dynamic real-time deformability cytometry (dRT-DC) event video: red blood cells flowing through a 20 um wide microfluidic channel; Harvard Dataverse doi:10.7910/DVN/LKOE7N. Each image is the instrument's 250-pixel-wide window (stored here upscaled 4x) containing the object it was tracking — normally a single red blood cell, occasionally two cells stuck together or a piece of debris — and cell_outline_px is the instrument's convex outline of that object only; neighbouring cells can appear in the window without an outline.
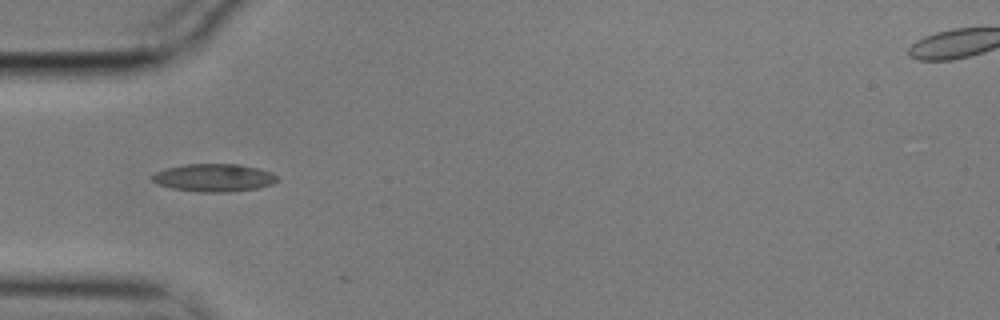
{"species": "common noctule bat (a hibernating species)", "species_latin": "Nyctalus noctula", "temperature_condition": "cold", "stored_images_in_passage": 21, "camera_frame_rate_fps": 3000, "um_per_image_px": 0.085, "animal": {"sex": "male", "body_mass_g": 17.9}, "frame": {"image": 1, "passage_image": 1, "time_ms": 0.0, "image_size_px": [1000, 320], "cell_outline_px": [[280, 180], [272, 184], [260, 188], [228, 192], [200, 192], [172, 188], [156, 184], [152, 180], [152, 176], [156, 172], [168, 168], [184, 164], [240, 164], [260, 168], [272, 172]], "centroid_in_image_um": [18.23, 15.1], "position_along_channel_um": 66.8, "area_um2": 20.4}}
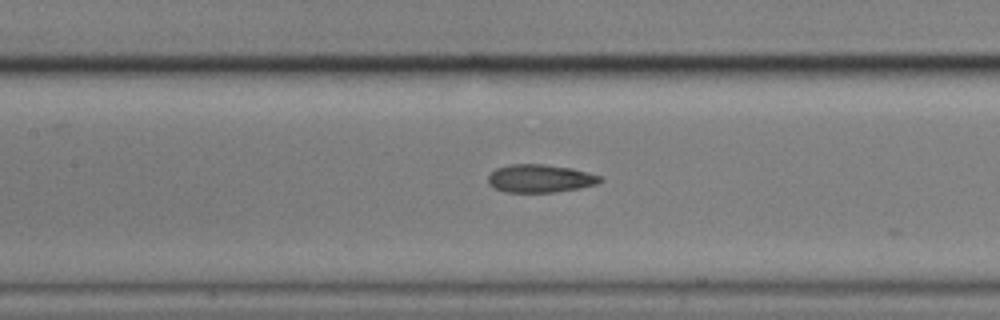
{"frame": {"image": 2, "passage_image": 9, "time_ms": 2.667, "image_size_px": [1000, 320], "cell_outline_px": [[604, 180], [596, 184], [580, 188], [552, 192], [504, 192], [492, 188], [488, 184], [488, 176], [496, 168], [508, 164], [544, 164], [572, 168], [604, 176]], "centroid_in_image_um": [45.91, 15.17], "position_along_channel_um": 161.5, "area_um2": 18.55}}
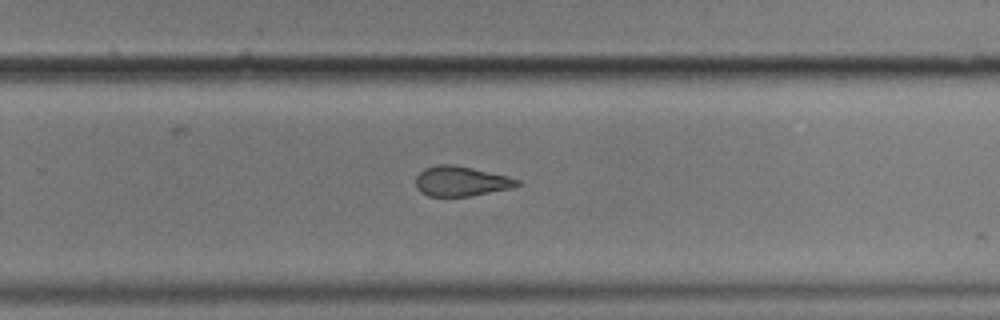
{"frame": {"image": 3, "passage_image": 20, "time_ms": 6.333, "image_size_px": [1000, 320], "cell_outline_px": [[520, 184], [508, 188], [472, 196], [428, 196], [420, 192], [416, 188], [416, 176], [424, 168], [436, 164], [452, 164], [472, 168], [508, 176], [520, 180]], "centroid_in_image_um": [39.14, 15.4], "position_along_channel_um": 290.7, "area_um2": 17.63}}